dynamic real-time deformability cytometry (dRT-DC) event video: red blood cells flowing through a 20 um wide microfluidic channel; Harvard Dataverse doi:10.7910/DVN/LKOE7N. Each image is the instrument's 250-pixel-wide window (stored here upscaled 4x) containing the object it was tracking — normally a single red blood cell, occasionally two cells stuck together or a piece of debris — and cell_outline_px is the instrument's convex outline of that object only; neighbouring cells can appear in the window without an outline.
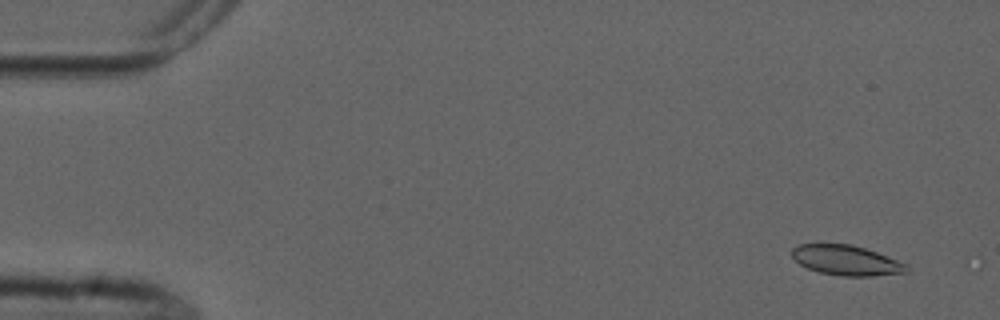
{"species": "common noctule bat (a hibernating species)", "species_latin": "Nyctalus noctula", "temperature_condition": "cold", "stored_images_in_passage": 2, "camera_frame_rate_fps": 3000, "um_per_image_px": 0.085, "animal": {"sex": "male", "forearm_length_mm": 52.5}, "frame": {"image": 1, "passage_image": 1, "time_ms": 0.0, "image_size_px": [1000, 320], "cell_outline_px": [[908, 272], [872, 276], [844, 276], [820, 272], [808, 268], [800, 264], [792, 256], [792, 248], [800, 244], [852, 244], [876, 252], [896, 260], [904, 264], [908, 268]], "centroid_in_image_um": [71.91, 22.12], "position_along_channel_um": 13.1, "area_um2": 19.71}}